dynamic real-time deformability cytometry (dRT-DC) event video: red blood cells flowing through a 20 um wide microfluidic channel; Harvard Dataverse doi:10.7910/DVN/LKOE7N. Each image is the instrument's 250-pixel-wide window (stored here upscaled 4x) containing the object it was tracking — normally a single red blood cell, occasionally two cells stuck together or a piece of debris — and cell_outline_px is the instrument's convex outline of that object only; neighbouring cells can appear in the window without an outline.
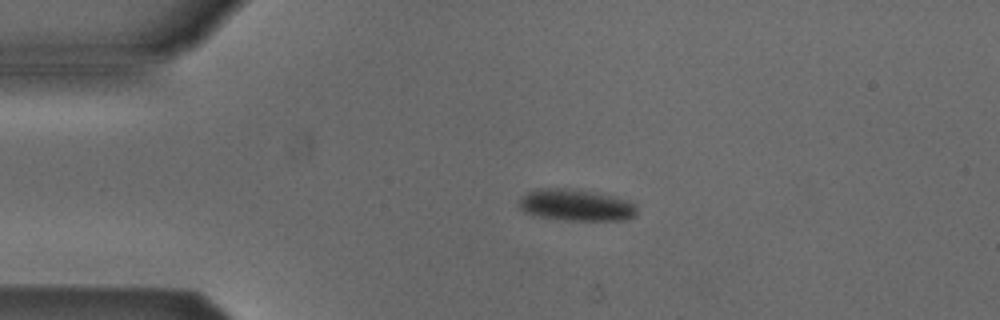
{"species": "Egyptian fruit bat (a non-hibernating species)", "species_latin": "Rousettus aegyptiacus", "temperature_condition": "cold", "stored_images_in_passage": 4, "camera_frame_rate_fps": 3000, "um_per_image_px": 0.085, "animal": {"sex": "male"}, "frame": {"image": 1, "passage_image": 3, "time_ms": 2.333, "image_size_px": [1000, 320], "cell_outline_px": [[636, 216], [628, 220], [568, 220], [536, 216], [524, 212], [516, 204], [520, 196], [536, 188], [576, 188], [612, 196], [628, 200], [636, 204]], "centroid_in_image_um": [48.93, 17.42], "position_along_channel_um": 36.1, "area_um2": 22.14}}